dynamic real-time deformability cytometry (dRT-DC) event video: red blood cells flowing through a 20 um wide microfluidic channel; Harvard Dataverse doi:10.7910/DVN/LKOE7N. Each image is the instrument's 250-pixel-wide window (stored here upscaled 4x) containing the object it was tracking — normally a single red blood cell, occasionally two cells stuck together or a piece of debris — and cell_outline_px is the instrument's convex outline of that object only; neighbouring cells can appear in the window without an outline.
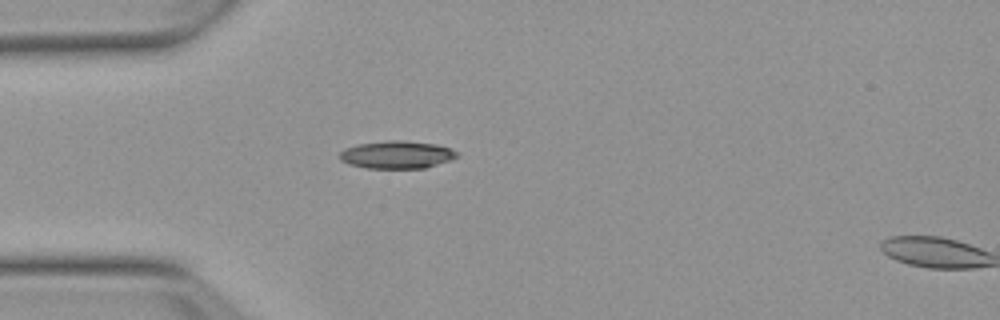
{"species": "Egyptian fruit bat (a non-hibernating species)", "species_latin": "Rousettus aegyptiacus", "temperature_condition": "warm", "stored_images_in_passage": 39, "camera_frame_rate_fps": 3000, "um_per_image_px": 0.085, "animal": {"sex": "female"}, "frame": {"image": 1, "passage_image": 1, "time_ms": 0.0, "image_size_px": [1000, 320], "cell_outline_px": [[460, 156], [452, 160], [424, 168], [364, 168], [348, 164], [340, 160], [340, 152], [344, 148], [360, 144], [388, 140], [400, 140], [436, 144], [448, 148], [456, 152]], "centroid_in_image_um": [33.72, 13.15], "position_along_channel_um": 51.3, "area_um2": 18.9}}
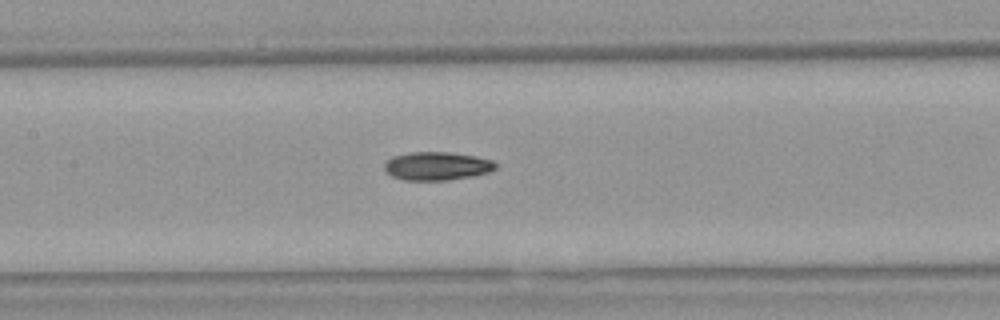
{"frame": {"image": 2, "passage_image": 11, "time_ms": 3.333, "image_size_px": [1000, 320], "cell_outline_px": [[500, 164], [496, 168], [488, 172], [472, 176], [448, 180], [404, 180], [392, 176], [384, 168], [384, 160], [392, 156], [412, 152], [448, 152], [476, 156], [492, 160]], "centroid_in_image_um": [37.14, 14.1], "position_along_channel_um": 170.3, "area_um2": 18.5}}
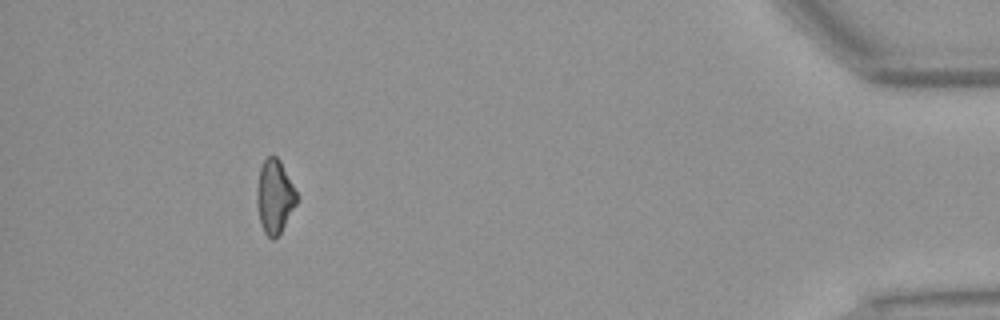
{"frame": {"image": 3, "passage_image": 35, "time_ms": 11.333, "image_size_px": [1000, 320], "cell_outline_px": [[300, 196], [296, 204], [280, 232], [272, 240], [264, 232], [260, 224], [256, 200], [256, 188], [260, 168], [264, 160], [268, 156], [276, 156], [280, 160]], "centroid_in_image_um": [23.35, 16.68], "position_along_channel_um": 411.9, "area_um2": 17.22}, "authors_computed_cell_mechanics": {"area_um2": 17.8024, "velocity_mm_per_s": 3.8295, "shape_relaxation_time_tau1_ms": 7.344, "shape_relaxation_time_tau2_ms": 8.2489, "deformation_change_tau1": 0.18, "deformation_change_tau2": 0.1704}}